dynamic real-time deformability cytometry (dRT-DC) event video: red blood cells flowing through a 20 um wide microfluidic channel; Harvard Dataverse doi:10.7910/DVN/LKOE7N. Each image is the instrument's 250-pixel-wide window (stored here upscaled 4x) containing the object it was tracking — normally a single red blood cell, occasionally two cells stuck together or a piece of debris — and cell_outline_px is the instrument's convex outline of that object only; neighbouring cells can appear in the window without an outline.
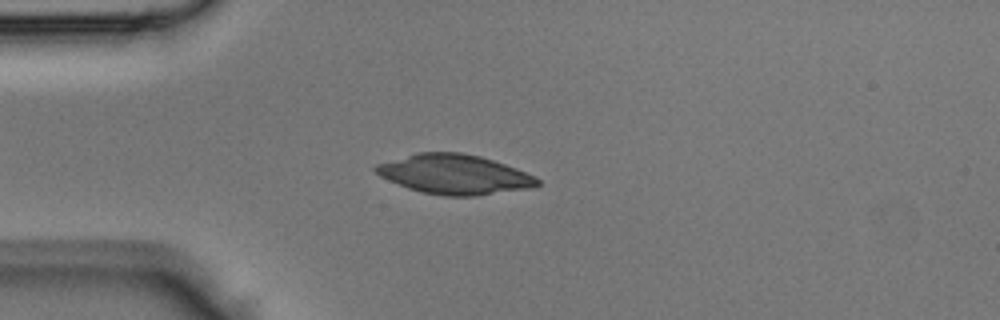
{"species": "Egyptian fruit bat (a non-hibernating species)", "species_latin": "Rousettus aegyptiacus", "temperature_condition": "room temperature", "stored_images_in_passage": 42, "camera_frame_rate_fps": 3000, "um_per_image_px": 0.085, "animal": {"sex": "male"}, "frame": {"image": 1, "passage_image": 10, "time_ms": 3.0, "image_size_px": [1000, 320], "cell_outline_px": [[540, 184], [528, 188], [476, 196], [444, 196], [420, 192], [408, 188], [380, 176], [372, 168], [376, 164], [416, 152], [460, 152], [480, 156], [516, 168], [536, 176], [540, 180]], "centroid_in_image_um": [38.61, 14.82], "position_along_channel_um": 46.4, "area_um2": 37.28}}
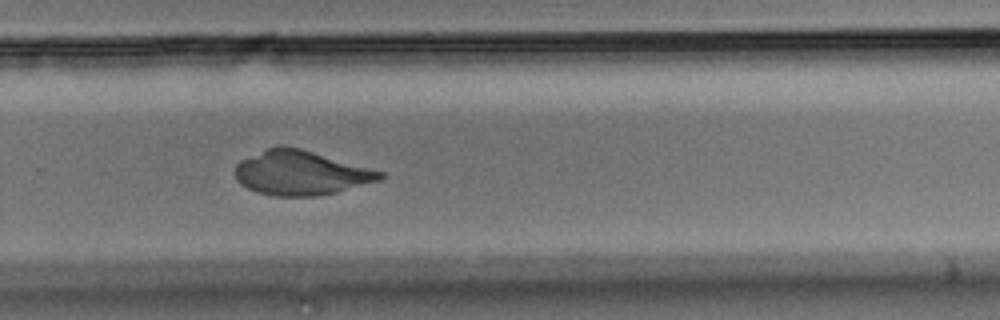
{"frame": {"image": 2, "passage_image": 28, "time_ms": 9.0, "image_size_px": [1000, 320], "cell_outline_px": [[384, 176], [380, 180], [336, 192], [316, 196], [276, 196], [256, 192], [240, 184], [236, 180], [236, 164], [240, 160], [268, 148], [280, 144], [300, 148], [384, 172]], "centroid_in_image_um": [25.54, 14.69], "position_along_channel_um": 304.3, "area_um2": 37.28}}
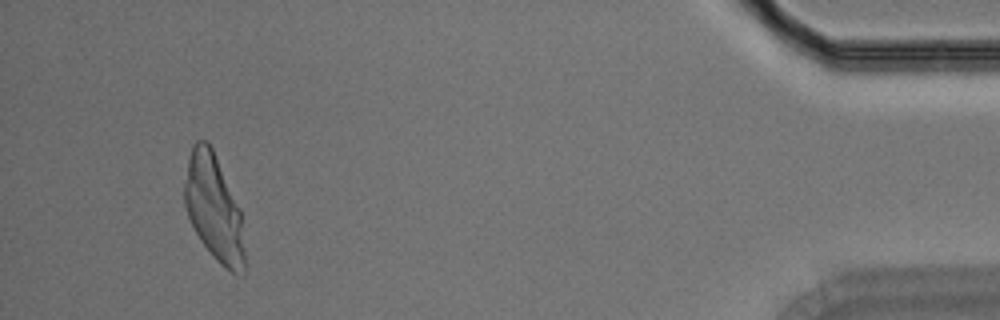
{"frame": {"image": 3, "passage_image": 40, "time_ms": 13.0, "image_size_px": [1000, 320], "cell_outline_px": [[244, 276], [232, 272], [224, 268], [216, 260], [200, 240], [188, 216], [184, 204], [184, 184], [188, 160], [192, 144], [196, 140], [208, 140], [212, 148], [240, 208], [244, 248]], "centroid_in_image_um": [18.17, 17.67], "position_along_channel_um": 417.0, "area_um2": 36.99}}